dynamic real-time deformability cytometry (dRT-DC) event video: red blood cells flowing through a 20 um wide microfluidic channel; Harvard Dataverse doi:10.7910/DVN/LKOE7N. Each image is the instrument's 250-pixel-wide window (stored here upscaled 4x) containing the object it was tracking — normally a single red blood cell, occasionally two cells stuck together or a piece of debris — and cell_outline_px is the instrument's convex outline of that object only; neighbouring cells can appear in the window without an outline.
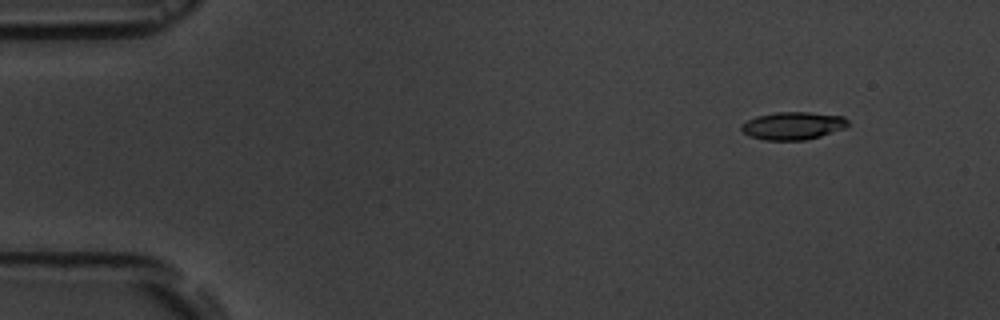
{"species": "common noctule bat (a hibernating species)", "species_latin": "Nyctalus noctula", "temperature_condition": "room temperature", "stored_images_in_passage": 5, "camera_frame_rate_fps": 3000, "um_per_image_px": 0.085, "animal": {"sex": "male", "body_mass_g": 19.5, "forearm_length_mm": 54.6}, "frame": {"image": 1, "passage_image": 1, "time_ms": 0.0, "image_size_px": [1000, 320], "cell_outline_px": [[848, 124], [844, 128], [820, 136], [804, 140], [764, 140], [748, 136], [740, 128], [740, 124], [756, 116], [776, 112], [808, 112], [844, 116], [848, 120]], "centroid_in_image_um": [67.37, 10.68], "position_along_channel_um": 17.6, "area_um2": 17.22}}
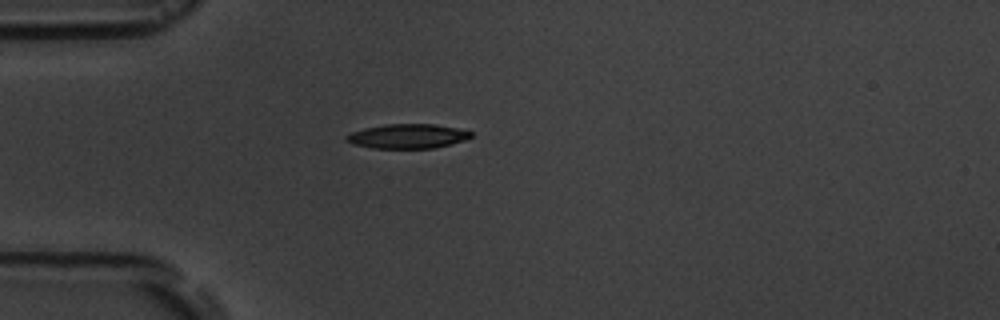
{"frame": {"image": 2, "passage_image": 4, "time_ms": 3.333, "image_size_px": [1000, 320], "cell_outline_px": [[472, 136], [464, 140], [452, 144], [436, 148], [372, 148], [352, 144], [344, 140], [344, 136], [352, 132], [364, 128], [384, 124], [432, 124], [456, 128], [472, 132]], "centroid_in_image_um": [34.6, 11.58], "position_along_channel_um": 50.4, "area_um2": 17.8}}